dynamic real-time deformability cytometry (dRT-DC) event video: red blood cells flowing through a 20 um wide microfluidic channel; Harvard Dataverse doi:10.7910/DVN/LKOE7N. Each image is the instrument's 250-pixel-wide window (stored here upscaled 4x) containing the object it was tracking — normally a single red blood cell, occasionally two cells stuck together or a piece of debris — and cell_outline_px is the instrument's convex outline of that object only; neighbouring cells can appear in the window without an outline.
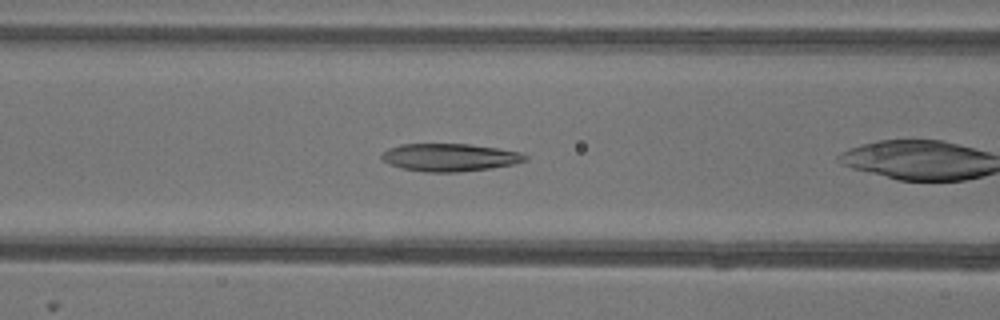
{"species": "common noctule bat (a hibernating species)", "species_latin": "Nyctalus noctula", "temperature_condition": "warm", "stored_images_in_passage": 17, "camera_frame_rate_fps": 3000, "um_per_image_px": 0.085, "animal": {"sex": "female"}, "frame": {"image": 1, "passage_image": 6, "time_ms": 1.667, "image_size_px": [1000, 320], "cell_outline_px": [[528, 160], [512, 164], [488, 168], [456, 172], [424, 172], [400, 168], [384, 160], [380, 156], [388, 148], [400, 144], [468, 144], [496, 148], [520, 152], [528, 156]], "centroid_in_image_um": [38.22, 13.37], "position_along_channel_um": 128.4, "area_um2": 22.95}}
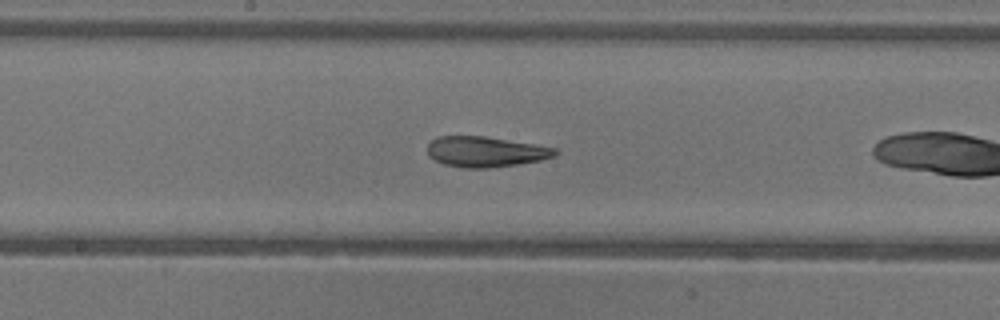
{"frame": {"image": 2, "passage_image": 12, "time_ms": 3.667, "image_size_px": [1000, 320], "cell_outline_px": [[560, 152], [556, 156], [540, 160], [520, 164], [484, 168], [464, 168], [444, 164], [428, 156], [428, 144], [436, 136], [484, 136], [536, 144], [556, 148]], "centroid_in_image_um": [41.3, 12.89], "position_along_channel_um": 206.9, "area_um2": 22.77}}
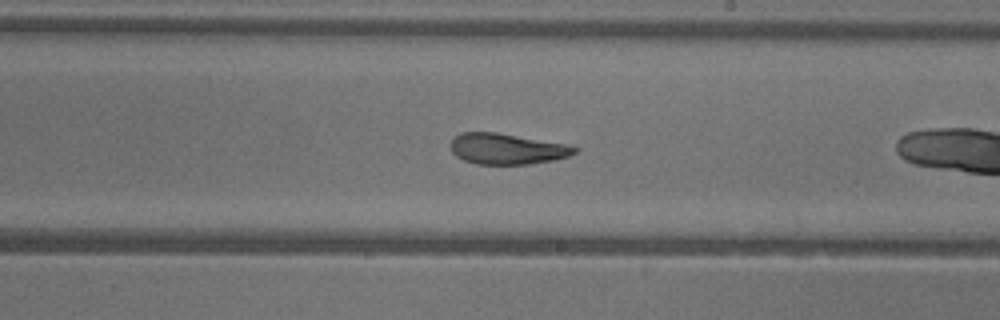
{"frame": {"image": 3, "passage_image": 15, "time_ms": 4.667, "image_size_px": [1000, 320], "cell_outline_px": [[580, 148], [576, 152], [568, 156], [556, 160], [528, 164], [476, 164], [464, 160], [456, 156], [452, 152], [452, 140], [460, 132], [496, 132], [568, 144]], "centroid_in_image_um": [43.13, 12.65], "position_along_channel_um": 245.9, "area_um2": 22.31}}